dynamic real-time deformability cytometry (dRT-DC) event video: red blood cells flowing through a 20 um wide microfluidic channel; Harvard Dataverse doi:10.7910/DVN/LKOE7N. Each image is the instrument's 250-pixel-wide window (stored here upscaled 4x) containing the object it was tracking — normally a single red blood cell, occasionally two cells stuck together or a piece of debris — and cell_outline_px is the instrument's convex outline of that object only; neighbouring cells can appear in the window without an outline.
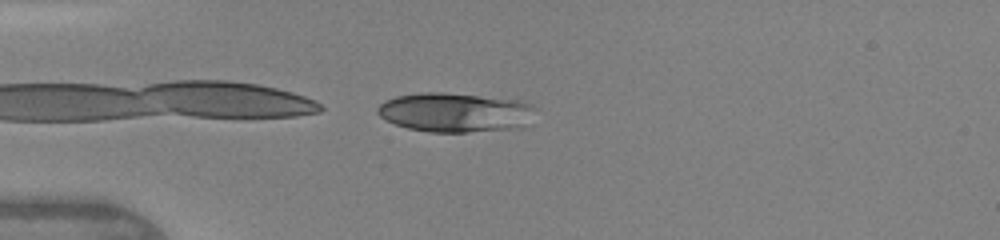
{"species": "human", "species_latin": "Homo sapiens", "temperature_condition": "warm", "stored_images_in_passage": 6, "camera_frame_rate_fps": 3000, "um_per_image_px": 0.085, "donor": {"sex": "female"}, "frame": {"image": 1, "passage_image": 6, "time_ms": 1.667, "image_size_px": [1000, 240], "cell_outline_px": [[536, 108], [532, 124], [524, 128], [468, 132], [432, 132], [408, 128], [396, 124], [380, 116], [376, 112], [376, 108], [384, 100], [396, 96], [424, 92], [444, 92], [520, 100], [532, 104]], "centroid_in_image_um": [38.78, 9.56], "position_along_channel_um": 46.2, "area_um2": 36.76}}